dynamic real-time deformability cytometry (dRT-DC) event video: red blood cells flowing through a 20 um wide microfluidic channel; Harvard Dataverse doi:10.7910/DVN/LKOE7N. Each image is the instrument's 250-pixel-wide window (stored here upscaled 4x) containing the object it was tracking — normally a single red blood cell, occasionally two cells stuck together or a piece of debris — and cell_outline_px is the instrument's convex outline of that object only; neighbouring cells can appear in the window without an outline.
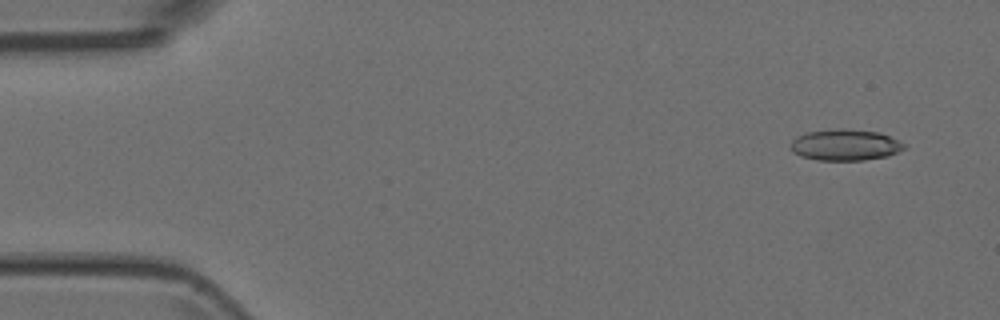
{"species": "Egyptian fruit bat (a non-hibernating species)", "species_latin": "Rousettus aegyptiacus", "temperature_condition": "room temperature", "stored_images_in_passage": 6, "segment_of_instrument_passage": [1, 2], "camera_frame_rate_fps": 3000, "um_per_image_px": 0.085, "animal": {"sex": "female"}, "frame": {"image": 1, "passage_image": 2, "time_ms": 0.333, "image_size_px": [1000, 320], "cell_outline_px": [[904, 148], [900, 152], [888, 156], [864, 160], [816, 160], [800, 156], [792, 152], [792, 140], [796, 136], [808, 132], [840, 128], [880, 132], [904, 144]], "centroid_in_image_um": [71.83, 12.32], "position_along_channel_um": 13.2, "area_um2": 20.58}}
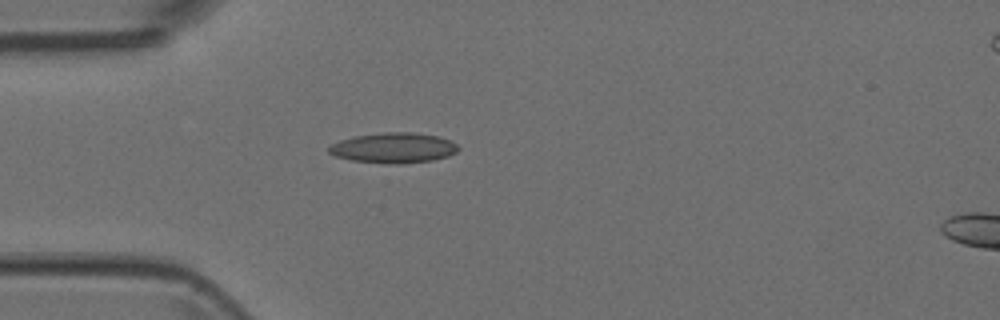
{"frame": {"image": 2, "passage_image": 5, "time_ms": 1.333, "image_size_px": [1000, 320], "cell_outline_px": [[460, 148], [456, 152], [448, 156], [432, 160], [404, 164], [388, 164], [352, 160], [336, 156], [328, 152], [328, 148], [332, 144], [340, 140], [356, 136], [384, 132], [412, 132], [440, 136], [456, 144]], "centroid_in_image_um": [33.47, 12.57], "position_along_channel_um": 51.5, "area_um2": 22.83}}